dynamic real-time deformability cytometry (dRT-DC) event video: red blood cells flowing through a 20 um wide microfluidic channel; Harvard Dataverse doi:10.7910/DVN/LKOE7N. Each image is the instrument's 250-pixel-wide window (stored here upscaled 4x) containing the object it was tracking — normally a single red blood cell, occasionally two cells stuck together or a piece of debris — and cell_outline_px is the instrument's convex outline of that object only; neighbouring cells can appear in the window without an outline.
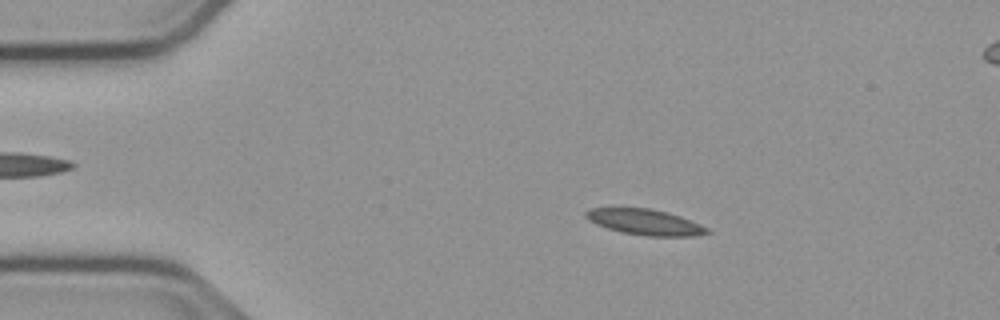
{"species": "common noctule bat (a hibernating species)", "species_latin": "Nyctalus noctula", "temperature_condition": "cold", "stored_images_in_passage": 54, "camera_frame_rate_fps": 3000, "um_per_image_px": 0.085, "animal": {"sex": "male", "body_mass_g": 23.1, "forearm_length_mm": 52.7}, "frame": {"image": 1, "passage_image": 9, "time_ms": 2.667, "image_size_px": [1000, 320], "cell_outline_px": [[712, 232], [692, 236], [644, 236], [620, 232], [596, 224], [588, 220], [584, 216], [584, 212], [588, 208], [652, 208], [668, 212], [680, 216], [700, 224], [708, 228]], "centroid_in_image_um": [54.8, 18.87], "position_along_channel_um": 30.2, "area_um2": 18.32}}
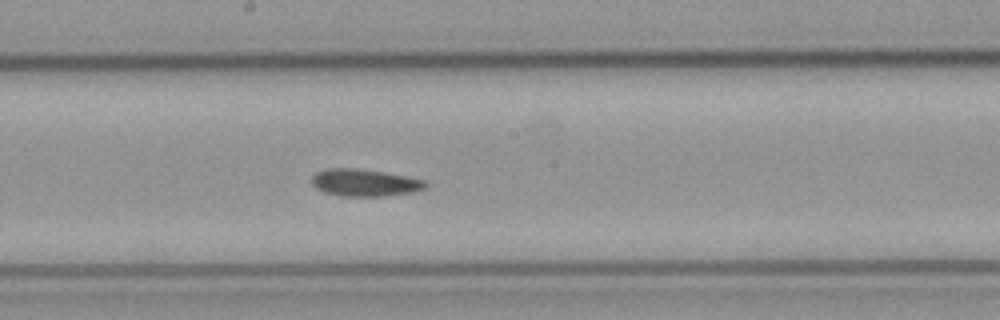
{"frame": {"image": 2, "passage_image": 28, "time_ms": 9.0, "image_size_px": [1000, 320], "cell_outline_px": [[428, 184], [424, 188], [412, 192], [384, 196], [340, 196], [324, 192], [316, 188], [312, 184], [312, 176], [316, 172], [324, 168], [360, 168], [384, 172], [424, 180]], "centroid_in_image_um": [30.95, 15.52], "position_along_channel_um": 217.3, "area_um2": 18.03}}
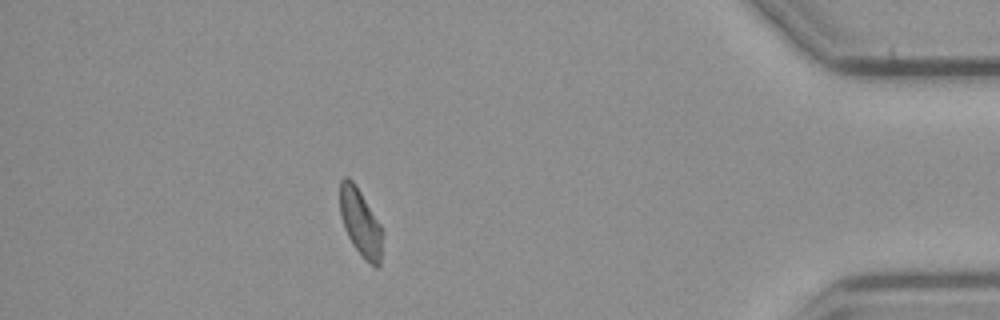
{"frame": {"image": 3, "passage_image": 47, "time_ms": 15.333, "image_size_px": [1000, 320], "cell_outline_px": [[384, 232], [380, 264], [376, 268], [352, 244], [344, 228], [340, 216], [340, 180], [344, 176], [348, 176], [356, 184], [380, 224]], "centroid_in_image_um": [30.64, 18.87], "position_along_channel_um": 404.6, "area_um2": 16.7}}